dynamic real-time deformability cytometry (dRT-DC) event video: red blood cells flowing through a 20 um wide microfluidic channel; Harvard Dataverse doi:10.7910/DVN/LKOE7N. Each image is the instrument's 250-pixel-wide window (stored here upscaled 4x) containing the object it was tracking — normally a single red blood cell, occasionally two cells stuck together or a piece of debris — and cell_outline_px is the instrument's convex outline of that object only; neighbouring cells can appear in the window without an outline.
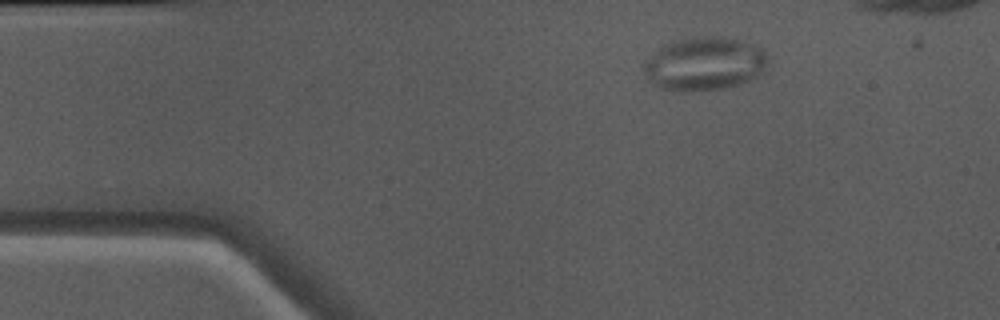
{"species": "Egyptian fruit bat (a non-hibernating species)", "species_latin": "Rousettus aegyptiacus", "temperature_condition": "warm", "stored_images_in_passage": 38, "camera_frame_rate_fps": 3000, "um_per_image_px": 0.085, "animal": {"sex": "male"}, "frame": {"image": 1, "passage_image": 1, "time_ms": 0.0, "image_size_px": [1000, 320], "cell_outline_px": [[768, 72], [760, 76], [724, 88], [664, 88], [652, 84], [648, 80], [644, 72], [644, 64], [664, 44], [672, 40], [704, 36], [720, 36], [752, 44], [760, 48], [764, 52], [768, 64]], "centroid_in_image_um": [59.94, 5.38], "position_along_channel_um": 25.1, "area_um2": 37.57}}
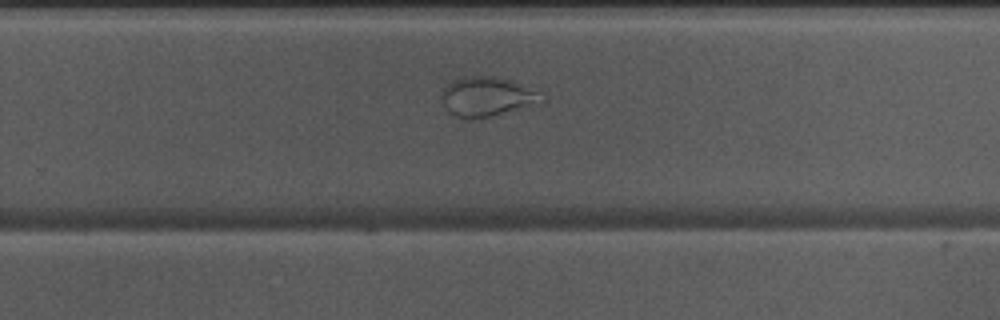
{"frame": {"image": 2, "passage_image": 25, "time_ms": 8.0, "image_size_px": [1000, 320], "cell_outline_px": [[548, 100], [544, 104], [472, 120], [464, 120], [448, 112], [440, 96], [440, 92], [456, 76], [496, 76], [512, 80], [540, 92], [548, 96]], "centroid_in_image_um": [41.46, 8.22], "position_along_channel_um": 288.3, "area_um2": 24.04}}
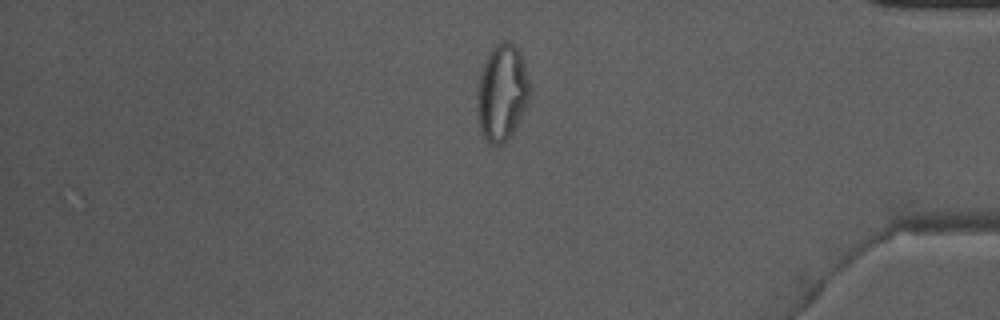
{"frame": {"image": 3, "passage_image": 35, "time_ms": 11.333, "image_size_px": [1000, 320], "cell_outline_px": [[532, 96], [512, 136], [504, 144], [492, 144], [484, 136], [480, 128], [476, 92], [484, 60], [488, 52], [500, 40], [508, 40], [516, 44], [520, 52], [532, 88]], "centroid_in_image_um": [42.71, 7.84], "position_along_channel_um": 392.5, "area_um2": 30.23}}